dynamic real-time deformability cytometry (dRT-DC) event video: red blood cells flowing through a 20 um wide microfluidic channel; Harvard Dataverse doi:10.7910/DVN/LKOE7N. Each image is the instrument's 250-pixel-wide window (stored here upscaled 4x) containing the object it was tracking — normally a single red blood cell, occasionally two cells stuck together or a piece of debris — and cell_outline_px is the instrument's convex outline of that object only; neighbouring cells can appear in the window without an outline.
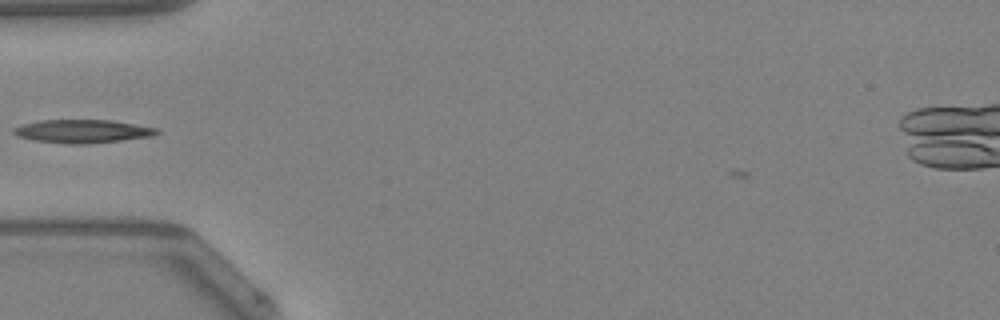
{"species": "Egyptian fruit bat (a non-hibernating species)", "species_latin": "Rousettus aegyptiacus", "temperature_condition": "warm", "stored_images_in_passage": 34, "camera_frame_rate_fps": 3000, "um_per_image_px": 0.085, "animal": {"sex": "female"}, "frame": {"image": 1, "passage_image": 2, "time_ms": 0.333, "image_size_px": [1000, 320], "cell_outline_px": [[160, 132], [156, 136], [88, 144], [64, 144], [32, 140], [16, 136], [12, 132], [12, 128], [24, 124], [40, 120], [112, 120], [156, 128]], "centroid_in_image_um": [7.0, 11.17], "position_along_channel_um": 78.0, "area_um2": 19.65}}